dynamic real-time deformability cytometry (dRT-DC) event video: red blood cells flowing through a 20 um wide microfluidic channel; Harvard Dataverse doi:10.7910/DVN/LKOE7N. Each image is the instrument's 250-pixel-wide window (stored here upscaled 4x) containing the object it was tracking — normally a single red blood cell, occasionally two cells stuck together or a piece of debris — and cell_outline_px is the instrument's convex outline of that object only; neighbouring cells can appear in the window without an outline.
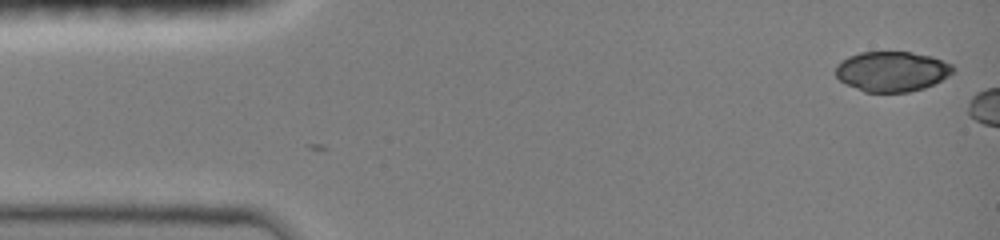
{"species": "common noctule bat (a hibernating species)", "species_latin": "Nyctalus noctula", "temperature_condition": "room temperature", "stored_images_in_passage": 10, "camera_frame_rate_fps": 3000, "um_per_image_px": 0.085, "animal": {"sex": "female", "body_mass_g": 19.0, "forearm_length_mm": 51.5}, "frame": {"image": 1, "passage_image": 10, "time_ms": 1.667, "image_size_px": [1000, 240], "cell_outline_px": [[956, 68], [948, 76], [924, 88], [908, 92], [864, 92], [840, 80], [836, 76], [836, 64], [840, 60], [848, 56], [860, 52], [912, 52], [932, 56], [952, 64]], "centroid_in_image_um": [75.8, 6.06], "position_along_channel_um": 9.2, "area_um2": 27.46}}